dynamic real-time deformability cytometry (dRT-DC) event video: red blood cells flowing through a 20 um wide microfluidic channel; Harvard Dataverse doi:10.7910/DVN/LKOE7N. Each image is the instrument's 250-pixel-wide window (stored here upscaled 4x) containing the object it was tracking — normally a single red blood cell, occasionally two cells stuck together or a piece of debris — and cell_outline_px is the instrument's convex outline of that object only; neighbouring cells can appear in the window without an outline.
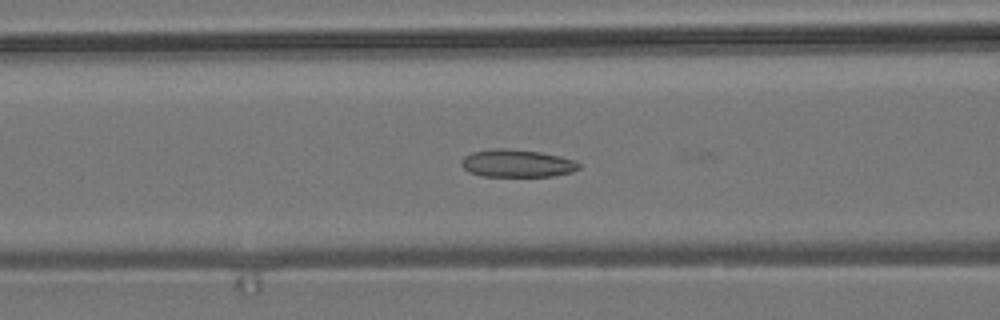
{"species": "common noctule bat (a hibernating species)", "species_latin": "Nyctalus noctula", "temperature_condition": "room temperature", "stored_images_in_passage": 54, "camera_frame_rate_fps": 3000, "um_per_image_px": 0.085, "animal": {"sex": "male", "body_mass_g": 19.2, "forearm_length_mm": 51.8}, "frame": {"image": 1, "passage_image": 21, "time_ms": 6.667, "image_size_px": [1000, 320], "cell_outline_px": [[580, 168], [572, 172], [552, 176], [484, 176], [468, 172], [460, 164], [460, 160], [464, 156], [472, 152], [492, 148], [508, 148], [540, 152], [560, 156], [576, 160], [580, 164]], "centroid_in_image_um": [43.93, 13.87], "position_along_channel_um": 122.7, "area_um2": 19.13}}
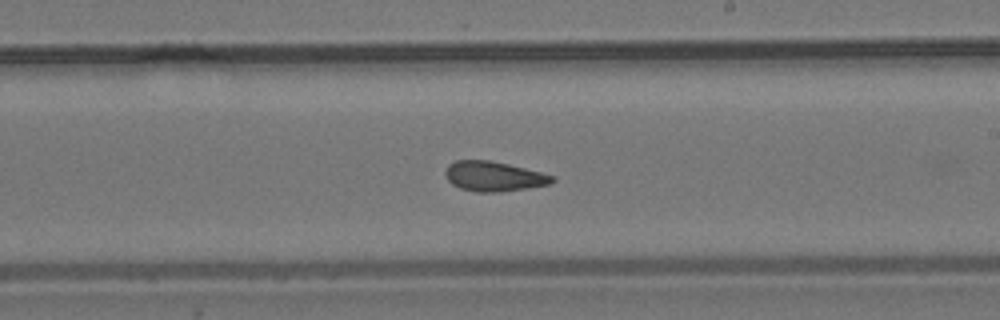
{"frame": {"image": 2, "passage_image": 31, "time_ms": 10.0, "image_size_px": [1000, 320], "cell_outline_px": [[556, 180], [552, 184], [528, 188], [500, 192], [476, 192], [460, 188], [452, 184], [444, 176], [444, 168], [448, 164], [456, 160], [488, 160], [508, 164], [556, 176]], "centroid_in_image_um": [41.96, 14.99], "position_along_channel_um": 247.0, "area_um2": 18.84}}
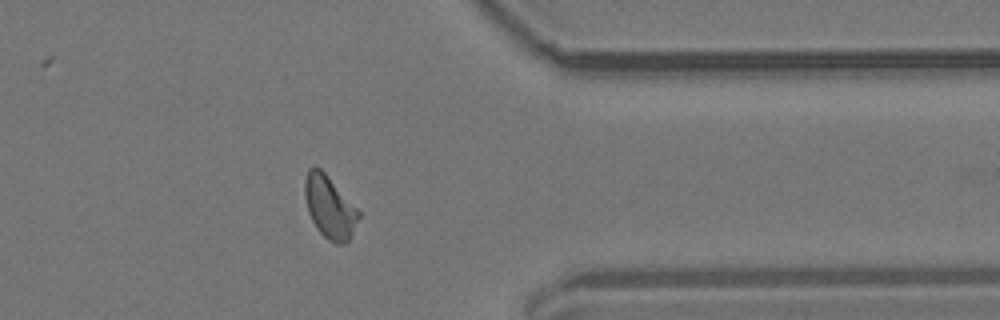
{"frame": {"image": 3, "passage_image": 43, "time_ms": 14.0, "image_size_px": [1000, 320], "cell_outline_px": [[360, 216], [348, 240], [344, 244], [336, 244], [328, 240], [316, 228], [308, 212], [304, 196], [304, 180], [308, 168], [320, 168], [324, 172], [360, 212]], "centroid_in_image_um": [27.98, 17.61], "position_along_channel_um": 383.4, "area_um2": 19.31}, "authors_computed_cell_mechanics": {"area_um2": 19.1607, "velocity_mm_per_s": 3.7331, "shape_relaxation_time_tau1_ms": 5.3157, "shape_relaxation_time_tau2_ms": null, "deformation_change_tau1": 0.1934, "deformation_change_tau2": null}}